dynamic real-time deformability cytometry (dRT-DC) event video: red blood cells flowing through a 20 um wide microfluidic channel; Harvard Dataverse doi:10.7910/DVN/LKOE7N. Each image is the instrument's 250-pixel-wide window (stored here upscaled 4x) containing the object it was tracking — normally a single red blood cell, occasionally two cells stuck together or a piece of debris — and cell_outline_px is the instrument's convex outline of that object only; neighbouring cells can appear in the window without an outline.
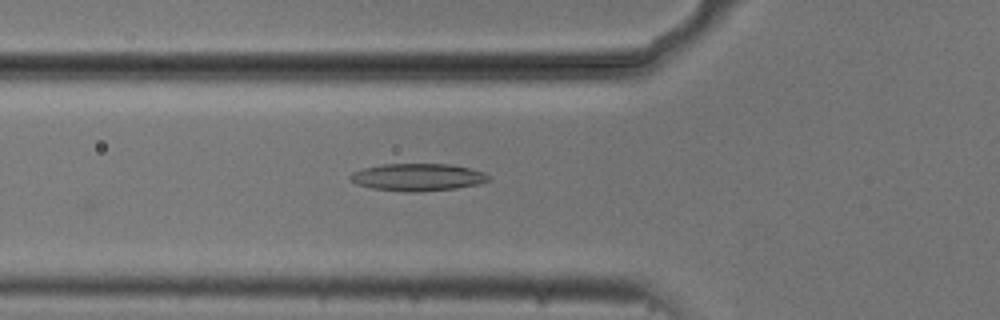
{"species": "common noctule bat (a hibernating species)", "species_latin": "Nyctalus noctula", "temperature_condition": "cold", "stored_images_in_passage": 6, "camera_frame_rate_fps": 3000, "um_per_image_px": 0.085, "animal": {"sex": "male", "body_mass_g": 20.5, "forearm_length_mm": 52.5}, "frame": {"image": 1, "passage_image": 3, "time_ms": 0.667, "image_size_px": [1000, 320], "cell_outline_px": [[488, 180], [480, 184], [456, 188], [416, 192], [404, 192], [372, 188], [356, 184], [348, 180], [348, 176], [352, 172], [364, 168], [380, 164], [452, 164], [484, 172], [488, 176]], "centroid_in_image_um": [35.45, 15.06], "position_along_channel_um": 90.4, "area_um2": 22.14}}
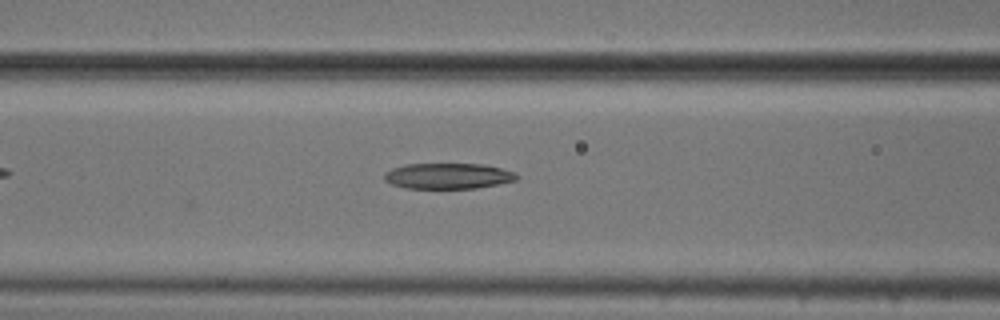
{"frame": {"image": 2, "passage_image": 6, "time_ms": 1.667, "image_size_px": [1000, 320], "cell_outline_px": [[520, 176], [516, 180], [476, 188], [404, 188], [392, 184], [384, 180], [384, 172], [392, 168], [404, 164], [484, 164], [516, 172]], "centroid_in_image_um": [38.07, 14.95], "position_along_channel_um": 128.5, "area_um2": 19.88}}